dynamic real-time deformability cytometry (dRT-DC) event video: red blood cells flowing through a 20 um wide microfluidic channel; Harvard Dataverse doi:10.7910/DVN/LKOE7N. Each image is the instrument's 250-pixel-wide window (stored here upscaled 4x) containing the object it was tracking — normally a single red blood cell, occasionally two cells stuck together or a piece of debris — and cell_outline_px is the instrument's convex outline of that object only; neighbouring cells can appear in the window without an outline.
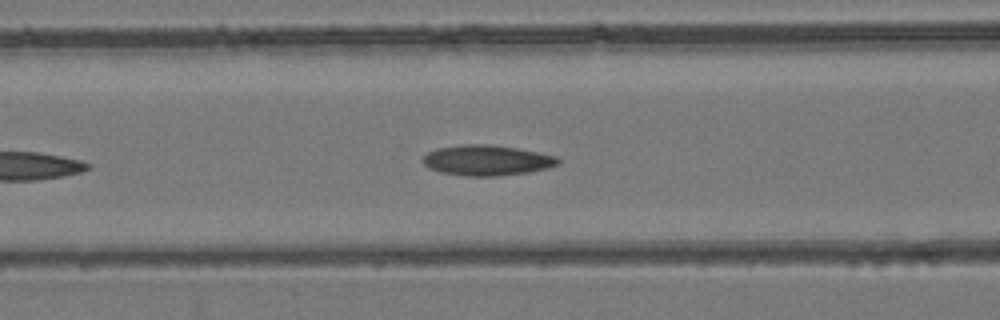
{"species": "common noctule bat (a hibernating species)", "species_latin": "Nyctalus noctula", "temperature_condition": "room temperature", "stored_images_in_passage": 24, "camera_frame_rate_fps": 3000, "um_per_image_px": 0.085, "animal": {"sex": "female", "body_mass_g": 24.6, "forearm_length_mm": 56.2}, "frame": {"image": 1, "passage_image": 10, "time_ms": 3.0, "image_size_px": [1000, 320], "cell_outline_px": [[560, 164], [548, 168], [528, 172], [496, 176], [464, 176], [440, 172], [428, 168], [424, 164], [424, 156], [428, 152], [436, 148], [464, 144], [492, 144], [540, 152], [556, 156], [560, 160]], "centroid_in_image_um": [41.4, 13.62], "position_along_channel_um": 125.2, "area_um2": 24.1}}
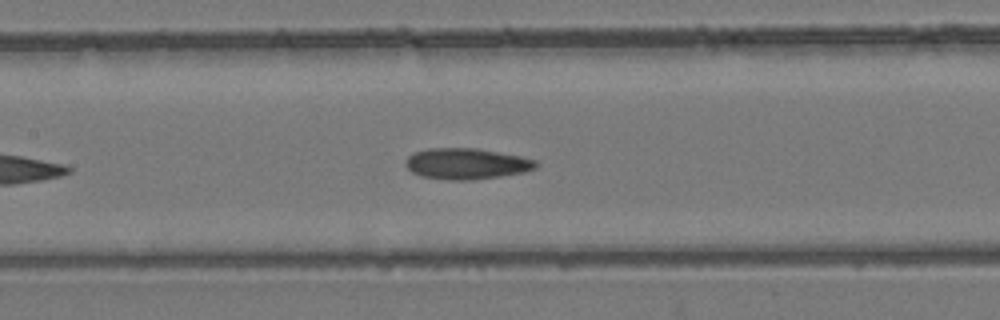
{"frame": {"image": 2, "passage_image": 13, "time_ms": 4.0, "image_size_px": [1000, 320], "cell_outline_px": [[540, 164], [536, 168], [524, 172], [500, 176], [472, 180], [448, 180], [420, 176], [412, 172], [404, 164], [404, 160], [408, 156], [416, 152], [428, 148], [476, 148], [520, 156], [536, 160]], "centroid_in_image_um": [39.65, 13.92], "position_along_channel_um": 167.8, "area_um2": 23.64}}
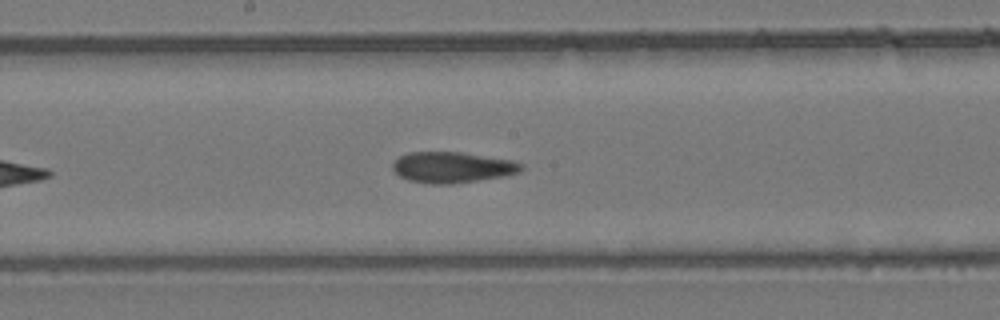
{"frame": {"image": 3, "passage_image": 16, "time_ms": 5.0, "image_size_px": [1000, 320], "cell_outline_px": [[524, 168], [520, 172], [504, 176], [452, 184], [428, 184], [408, 180], [400, 176], [392, 168], [392, 164], [400, 156], [408, 152], [460, 152], [512, 160], [524, 164]], "centroid_in_image_um": [38.46, 14.22], "position_along_channel_um": 209.7, "area_um2": 23.18}}